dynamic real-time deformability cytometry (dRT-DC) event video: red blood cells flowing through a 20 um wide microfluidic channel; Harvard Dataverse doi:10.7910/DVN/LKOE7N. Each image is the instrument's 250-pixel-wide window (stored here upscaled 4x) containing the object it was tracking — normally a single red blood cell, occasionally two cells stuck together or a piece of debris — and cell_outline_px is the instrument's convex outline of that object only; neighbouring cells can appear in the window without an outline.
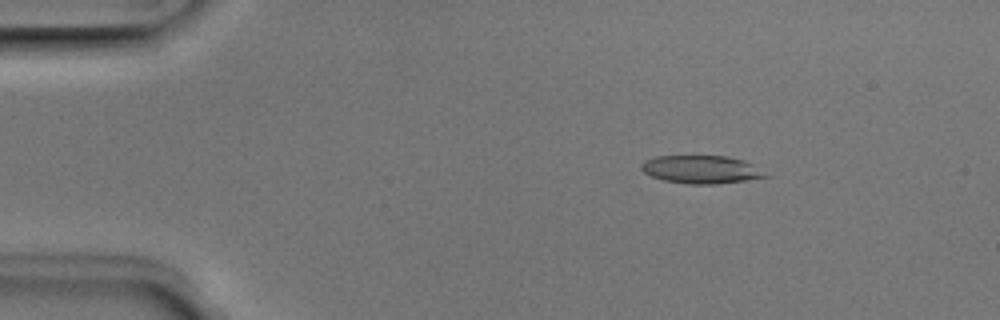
{"species": "Egyptian fruit bat (a non-hibernating species)", "species_latin": "Rousettus aegyptiacus", "temperature_condition": "room temperature", "stored_images_in_passage": 5, "camera_frame_rate_fps": 3000, "um_per_image_px": 0.085, "animal": {"sex": "male"}, "frame": {"image": 1, "passage_image": 3, "time_ms": 0.667, "image_size_px": [1000, 320], "cell_outline_px": [[772, 176], [716, 184], [688, 184], [664, 180], [652, 176], [644, 172], [640, 168], [640, 164], [644, 160], [656, 156], [728, 156], [744, 160], [752, 164]], "centroid_in_image_um": [59.6, 14.4], "position_along_channel_um": 25.4, "area_um2": 20.29}}
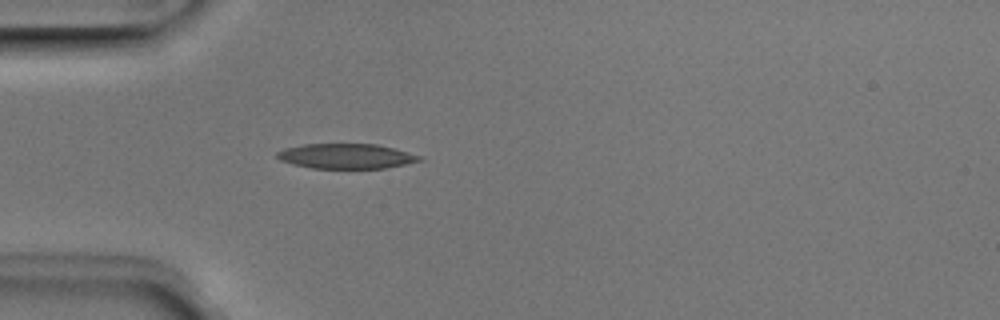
{"frame": {"image": 2, "passage_image": 5, "time_ms": 1.333, "image_size_px": [1000, 320], "cell_outline_px": [[424, 160], [384, 168], [312, 168], [292, 164], [280, 160], [276, 156], [276, 152], [284, 148], [304, 144], [376, 144], [424, 156]], "centroid_in_image_um": [29.42, 13.27], "position_along_channel_um": 55.6, "area_um2": 20.69}}